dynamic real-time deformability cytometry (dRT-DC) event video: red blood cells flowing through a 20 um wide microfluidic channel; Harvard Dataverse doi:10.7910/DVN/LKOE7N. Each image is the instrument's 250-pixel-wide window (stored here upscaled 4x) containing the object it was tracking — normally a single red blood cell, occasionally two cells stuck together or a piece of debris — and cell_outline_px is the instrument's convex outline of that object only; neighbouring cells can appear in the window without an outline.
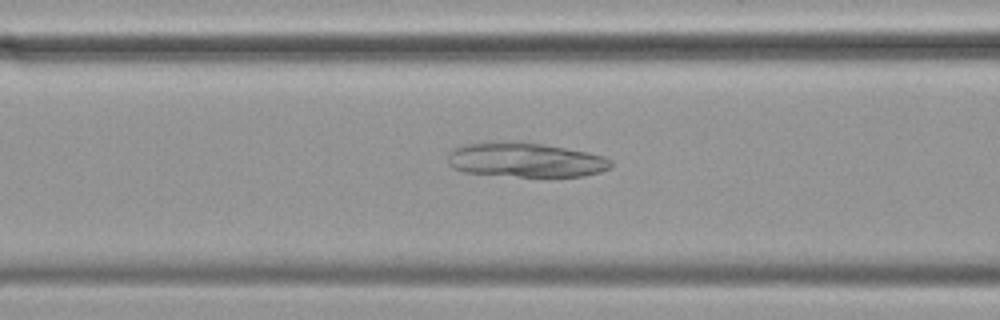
{"species": "common noctule bat (a hibernating species)", "species_latin": "Nyctalus noctula", "temperature_condition": "cold", "stored_images_in_passage": 57, "camera_frame_rate_fps": 3000, "um_per_image_px": 0.085, "animal": {"sex": "female", "body_mass_g": 19.9}, "frame": {"image": 1, "passage_image": 22, "time_ms": 7.0, "image_size_px": [1000, 320], "cell_outline_px": [[612, 164], [608, 168], [600, 172], [584, 176], [520, 176], [464, 172], [452, 168], [448, 164], [448, 152], [452, 148], [464, 144], [484, 140], [504, 140], [540, 144], [588, 152], [604, 156], [612, 160]], "centroid_in_image_um": [44.59, 13.56], "position_along_channel_um": 122.0, "area_um2": 33.12}}
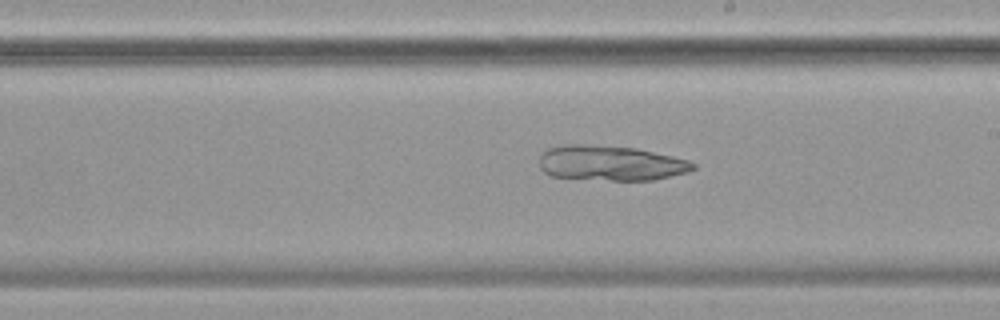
{"frame": {"image": 2, "passage_image": 32, "time_ms": 10.333, "image_size_px": [1000, 320], "cell_outline_px": [[696, 168], [688, 172], [652, 180], [612, 180], [548, 176], [540, 168], [540, 156], [548, 148], [564, 144], [588, 144], [636, 148], [672, 156], [688, 160], [696, 164]], "centroid_in_image_um": [51.9, 13.86], "position_along_channel_um": 237.1, "area_um2": 31.44}}
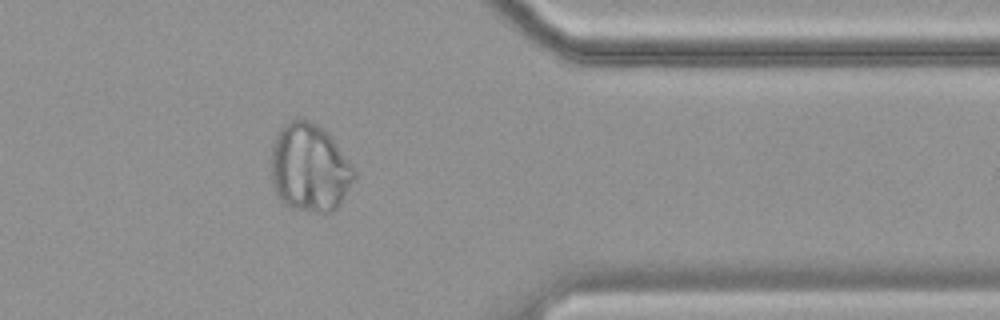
{"frame": {"image": 3, "passage_image": 46, "time_ms": 15.0, "image_size_px": [1000, 320], "cell_outline_px": [[356, 176], [336, 208], [332, 212], [316, 212], [292, 208], [284, 204], [276, 196], [272, 184], [272, 144], [280, 128], [288, 120], [308, 120], [324, 128], [332, 136], [356, 172]], "centroid_in_image_um": [26.3, 14.26], "position_along_channel_um": 385.1, "area_um2": 42.66}}